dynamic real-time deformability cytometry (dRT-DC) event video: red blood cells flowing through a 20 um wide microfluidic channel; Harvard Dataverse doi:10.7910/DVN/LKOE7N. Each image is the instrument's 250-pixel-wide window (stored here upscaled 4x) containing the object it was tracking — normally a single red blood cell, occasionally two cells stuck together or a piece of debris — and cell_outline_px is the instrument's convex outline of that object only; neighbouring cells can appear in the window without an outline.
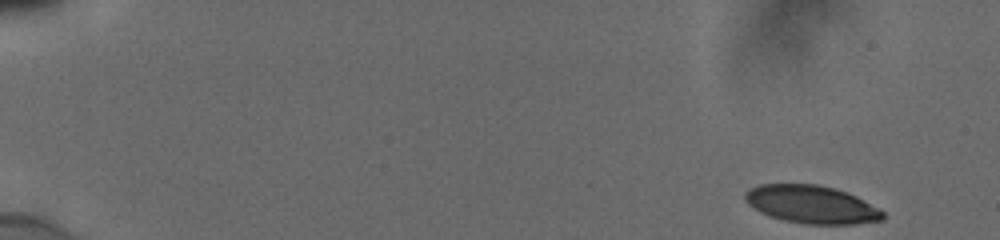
{"species": "human", "species_latin": "Homo sapiens", "temperature_condition": "cold", "stored_images_in_passage": 52, "camera_frame_rate_fps": 3000, "um_per_image_px": 0.085, "donor": {"sex": "male"}, "frame": {"image": 1, "passage_image": 1, "time_ms": 0.0, "image_size_px": [1000, 240], "cell_outline_px": [[884, 220], [856, 224], [808, 224], [784, 220], [760, 212], [748, 204], [744, 196], [744, 192], [748, 188], [760, 184], [816, 184], [832, 188], [856, 196], [880, 208], [884, 212]], "centroid_in_image_um": [68.99, 17.38], "position_along_channel_um": 16.0, "area_um2": 30.4}}
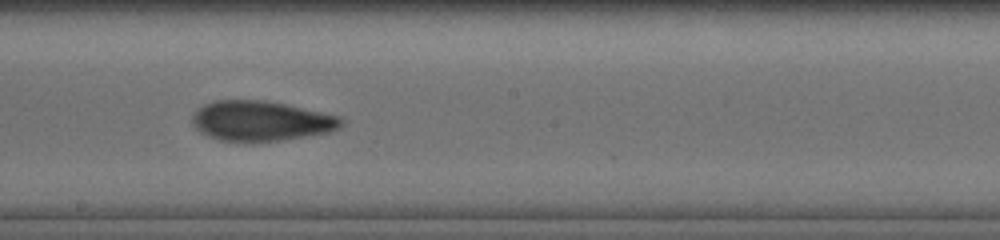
{"frame": {"image": 2, "passage_image": 30, "time_ms": 9.667, "image_size_px": [1000, 240], "cell_outline_px": [[344, 124], [340, 128], [328, 132], [280, 140], [252, 144], [220, 140], [200, 132], [192, 124], [192, 116], [204, 104], [216, 100], [264, 100], [284, 104], [340, 116], [344, 120]], "centroid_in_image_um": [22.18, 10.3], "position_along_channel_um": 226.0, "area_um2": 34.97}}
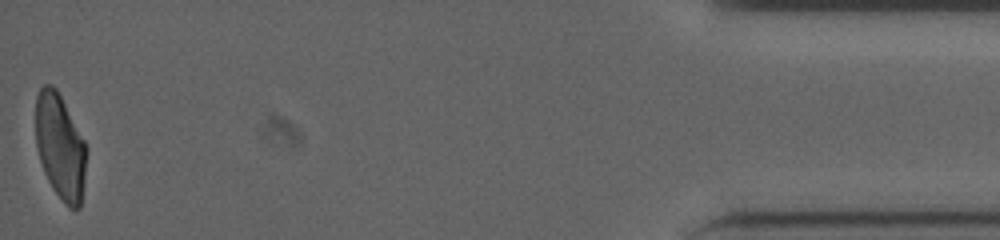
{"frame": {"image": 3, "passage_image": 52, "time_ms": 17.0, "image_size_px": [1000, 240], "cell_outline_px": [[88, 148], [84, 180], [80, 208], [68, 208], [52, 188], [44, 172], [40, 160], [36, 144], [36, 96], [40, 88], [44, 84], [52, 84], [56, 88], [84, 140]], "centroid_in_image_um": [5.12, 12.47], "position_along_channel_um": 430.1, "area_um2": 31.15}, "authors_computed_cell_mechanics": {"area_um2": 33.4951, "velocity_mm_per_s": 3.8647, "shape_relaxation_time_tau1_ms": 5.8803, "shape_relaxation_time_tau2_ms": 1.9747, "deformation_change_tau1": 0.1773, "deformation_change_tau2": 0.0799}}